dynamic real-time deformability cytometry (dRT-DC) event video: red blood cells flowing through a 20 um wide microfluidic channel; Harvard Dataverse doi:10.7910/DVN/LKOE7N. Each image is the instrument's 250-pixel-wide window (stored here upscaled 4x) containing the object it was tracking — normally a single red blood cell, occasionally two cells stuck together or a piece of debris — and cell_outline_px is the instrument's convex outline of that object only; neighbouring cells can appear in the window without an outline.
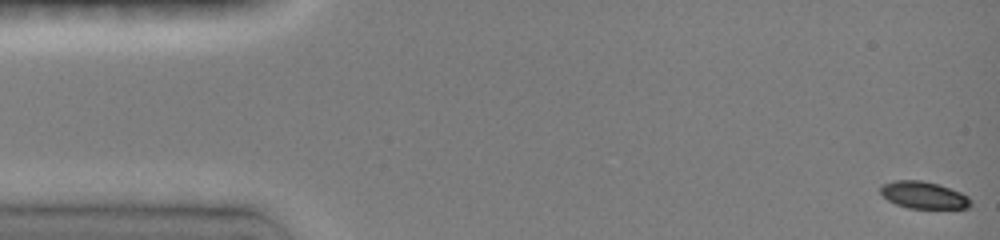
{"species": "common noctule bat (a hibernating species)", "species_latin": "Nyctalus noctula", "temperature_condition": "room temperature", "stored_images_in_passage": 10, "camera_frame_rate_fps": 3000, "um_per_image_px": 0.085, "animal": {"sex": "female", "body_mass_g": 19.0, "forearm_length_mm": 51.5}, "frame": {"image": 1, "passage_image": 1, "time_ms": 0.0, "image_size_px": [1000, 240], "cell_outline_px": [[972, 204], [968, 208], [908, 208], [896, 204], [888, 200], [880, 192], [880, 184], [892, 180], [920, 180], [936, 184], [960, 192], [968, 196], [972, 200]], "centroid_in_image_um": [78.49, 16.58], "position_along_channel_um": 6.5, "area_um2": 14.22}}
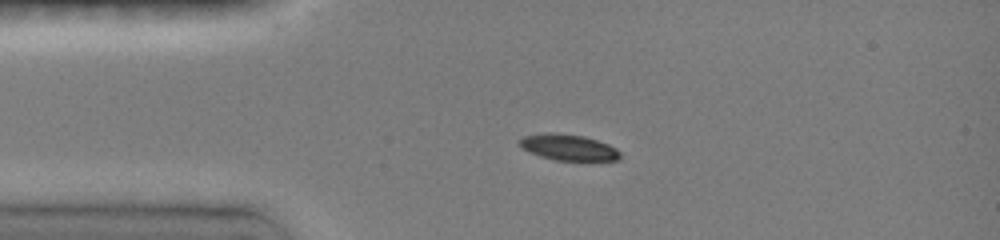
{"frame": {"image": 2, "passage_image": 9, "time_ms": 3.333, "image_size_px": [1000, 240], "cell_outline_px": [[620, 160], [552, 160], [528, 152], [520, 148], [520, 140], [524, 136], [548, 132], [556, 132], [584, 136], [608, 144], [616, 148], [620, 152]], "centroid_in_image_um": [48.29, 12.52], "position_along_channel_um": 36.7, "area_um2": 15.32}}